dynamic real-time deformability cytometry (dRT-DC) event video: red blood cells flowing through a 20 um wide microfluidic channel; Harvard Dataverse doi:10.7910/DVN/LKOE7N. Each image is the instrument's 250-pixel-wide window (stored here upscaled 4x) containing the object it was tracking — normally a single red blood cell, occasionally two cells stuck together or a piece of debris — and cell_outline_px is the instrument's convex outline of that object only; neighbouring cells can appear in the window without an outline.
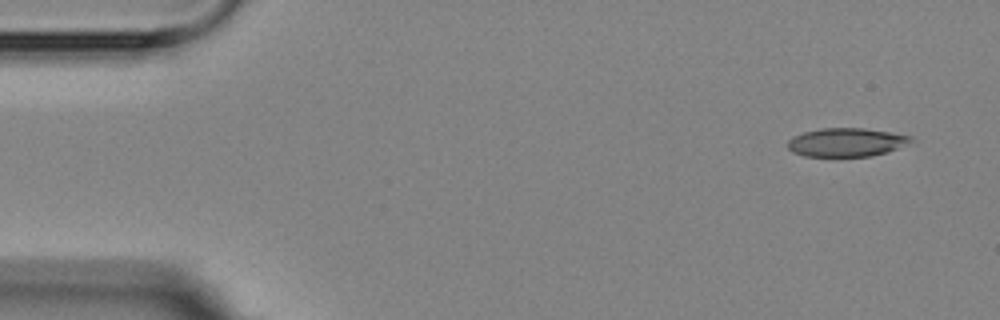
{"species": "Egyptian fruit bat (a non-hibernating species)", "species_latin": "Rousettus aegyptiacus", "temperature_condition": "room temperature", "stored_images_in_passage": 4, "camera_frame_rate_fps": 3000, "um_per_image_px": 0.085, "animal": {"sex": "female"}, "frame": {"image": 1, "passage_image": 1, "time_ms": 0.0, "image_size_px": [1000, 320], "cell_outline_px": [[912, 140], [888, 152], [872, 156], [804, 156], [792, 152], [788, 148], [788, 140], [792, 136], [804, 132], [820, 128], [864, 128], [912, 136]], "centroid_in_image_um": [71.88, 12.09], "position_along_channel_um": 13.1, "area_um2": 20.35}}